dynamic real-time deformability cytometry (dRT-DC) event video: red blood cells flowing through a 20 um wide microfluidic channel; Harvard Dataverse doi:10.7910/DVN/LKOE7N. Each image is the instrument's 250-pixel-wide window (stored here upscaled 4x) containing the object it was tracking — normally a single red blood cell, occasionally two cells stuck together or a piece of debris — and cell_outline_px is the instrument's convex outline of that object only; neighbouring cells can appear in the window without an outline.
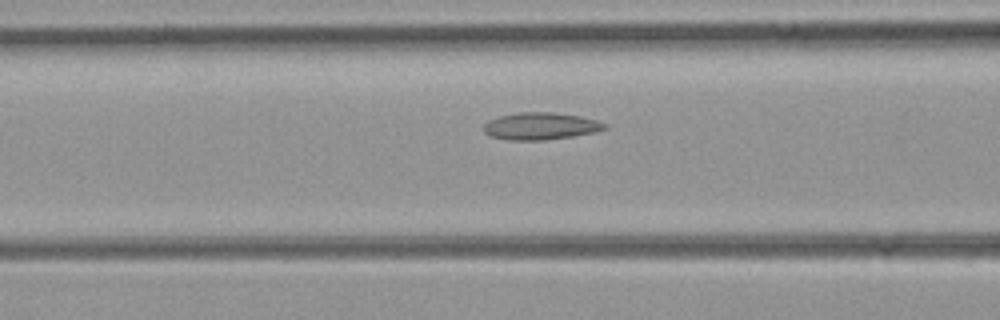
{"species": "common noctule bat (a hibernating species)", "species_latin": "Nyctalus noctula", "temperature_condition": "room temperature", "stored_images_in_passage": 31, "camera_frame_rate_fps": 3000, "um_per_image_px": 0.085, "animal": {"sex": "female", "body_mass_g": 21.9}, "frame": {"image": 1, "passage_image": 10, "time_ms": 3.0, "image_size_px": [1000, 320], "cell_outline_px": [[608, 128], [592, 132], [572, 136], [544, 140], [508, 140], [492, 136], [484, 132], [484, 124], [488, 120], [500, 116], [520, 112], [556, 112], [580, 116], [596, 120], [608, 124]], "centroid_in_image_um": [45.96, 10.71], "position_along_channel_um": 120.6, "area_um2": 19.07}}
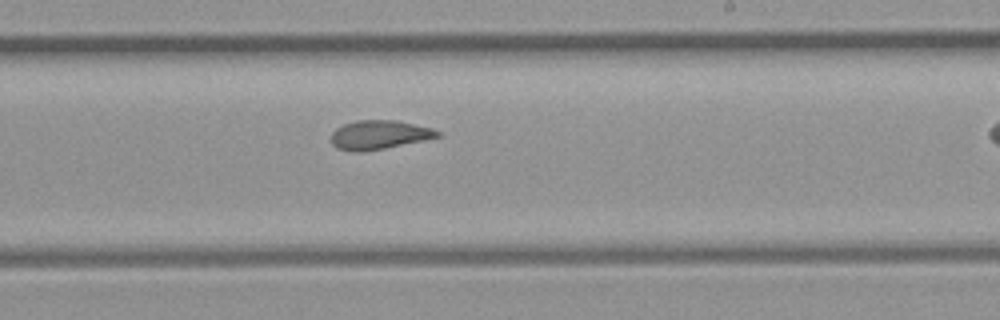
{"frame": {"image": 2, "passage_image": 20, "time_ms": 6.333, "image_size_px": [1000, 320], "cell_outline_px": [[440, 136], [424, 140], [384, 148], [360, 152], [352, 152], [336, 148], [332, 144], [332, 132], [336, 128], [344, 124], [356, 120], [396, 120], [432, 128], [440, 132]], "centroid_in_image_um": [32.2, 11.46], "position_along_channel_um": 256.8, "area_um2": 17.86}}
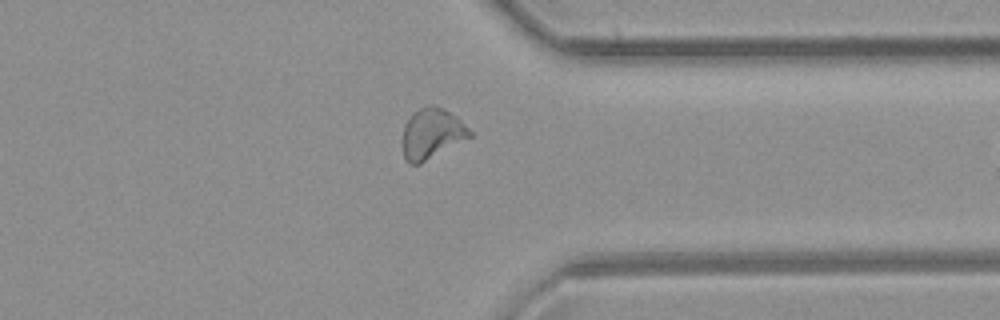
{"frame": {"image": 3, "passage_image": 29, "time_ms": 9.333, "image_size_px": [1000, 320], "cell_outline_px": [[472, 136], [420, 164], [408, 164], [404, 160], [404, 124], [412, 112], [428, 104], [436, 104], [444, 108], [456, 116], [472, 132]], "centroid_in_image_um": [36.7, 11.33], "position_along_channel_um": 374.7, "area_um2": 19.77}}